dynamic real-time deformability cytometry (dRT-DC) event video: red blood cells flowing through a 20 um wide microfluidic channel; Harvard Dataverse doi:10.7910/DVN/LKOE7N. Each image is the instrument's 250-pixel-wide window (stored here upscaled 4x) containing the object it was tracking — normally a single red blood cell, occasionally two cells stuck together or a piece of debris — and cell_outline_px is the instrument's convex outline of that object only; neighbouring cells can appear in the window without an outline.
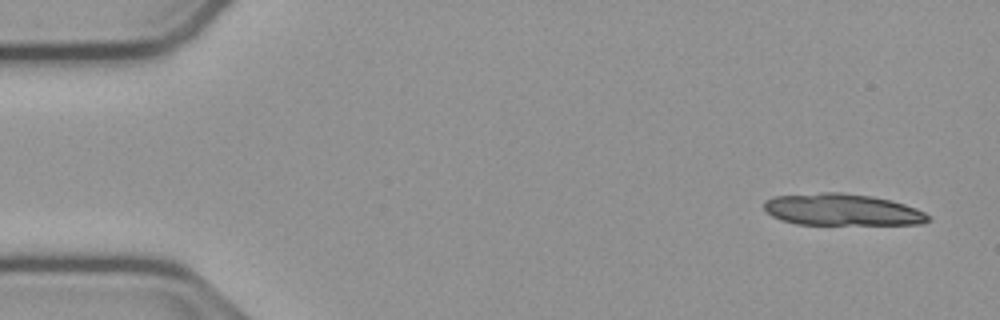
{"species": "common noctule bat (a hibernating species)", "species_latin": "Nyctalus noctula", "temperature_condition": "cold", "stored_images_in_passage": 24, "camera_frame_rate_fps": 3000, "um_per_image_px": 0.085, "animal": {"sex": "male", "body_mass_g": 23.1, "forearm_length_mm": 52.7}, "frame": {"image": 1, "passage_image": 3, "time_ms": 0.667, "image_size_px": [1000, 320], "cell_outline_px": [[932, 220], [920, 224], [796, 224], [780, 220], [772, 216], [764, 208], [764, 200], [772, 196], [820, 192], [840, 192], [872, 196], [892, 200], [916, 208], [932, 216]], "centroid_in_image_um": [71.58, 17.82], "position_along_channel_um": 13.4, "area_um2": 30.63}}
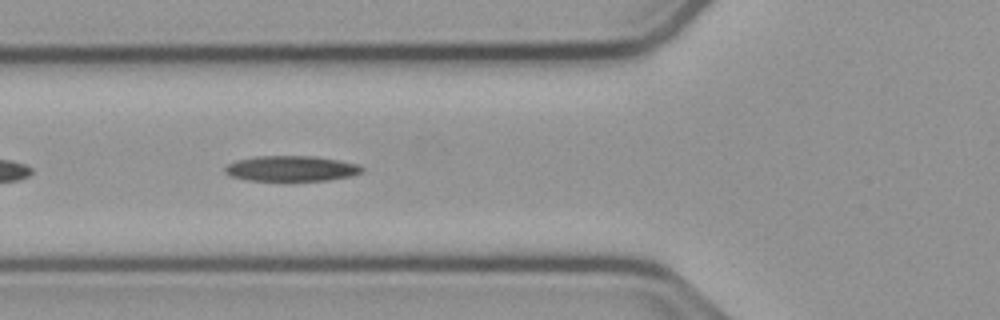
{"frame": {"image": 2, "passage_image": 20, "time_ms": 6.333, "image_size_px": [1000, 320], "cell_outline_px": [[364, 172], [352, 176], [328, 180], [284, 184], [248, 180], [228, 176], [224, 172], [224, 168], [228, 164], [236, 160], [256, 156], [316, 156], [356, 164], [364, 168]], "centroid_in_image_um": [24.72, 14.38], "position_along_channel_um": 101.1, "area_um2": 21.44}}